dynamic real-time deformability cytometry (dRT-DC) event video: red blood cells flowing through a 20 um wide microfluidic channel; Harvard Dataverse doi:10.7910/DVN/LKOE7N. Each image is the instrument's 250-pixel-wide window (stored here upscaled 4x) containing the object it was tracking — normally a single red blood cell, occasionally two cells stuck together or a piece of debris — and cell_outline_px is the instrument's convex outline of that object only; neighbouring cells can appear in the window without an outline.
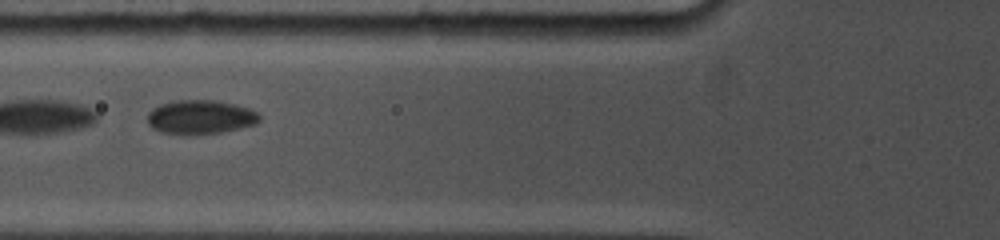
{"species": "common noctule bat (a hibernating species)", "species_latin": "Nyctalus noctula", "temperature_condition": "cold", "stored_images_in_passage": 4, "camera_frame_rate_fps": 5000, "um_per_image_px": 0.085, "animal": {"sex": "female", "body_mass_g": 19.0, "forearm_length_mm": 53.3}, "frame": {"image": 1, "passage_image": 3, "time_ms": 1.4, "image_size_px": [1000, 240], "cell_outline_px": [[260, 120], [256, 124], [240, 128], [220, 132], [188, 136], [184, 136], [160, 132], [152, 128], [148, 124], [148, 112], [152, 108], [160, 104], [176, 100], [212, 100], [232, 104], [248, 108], [256, 112], [260, 116]], "centroid_in_image_um": [16.98, 9.97], "position_along_channel_um": 108.8, "area_um2": 22.43}}